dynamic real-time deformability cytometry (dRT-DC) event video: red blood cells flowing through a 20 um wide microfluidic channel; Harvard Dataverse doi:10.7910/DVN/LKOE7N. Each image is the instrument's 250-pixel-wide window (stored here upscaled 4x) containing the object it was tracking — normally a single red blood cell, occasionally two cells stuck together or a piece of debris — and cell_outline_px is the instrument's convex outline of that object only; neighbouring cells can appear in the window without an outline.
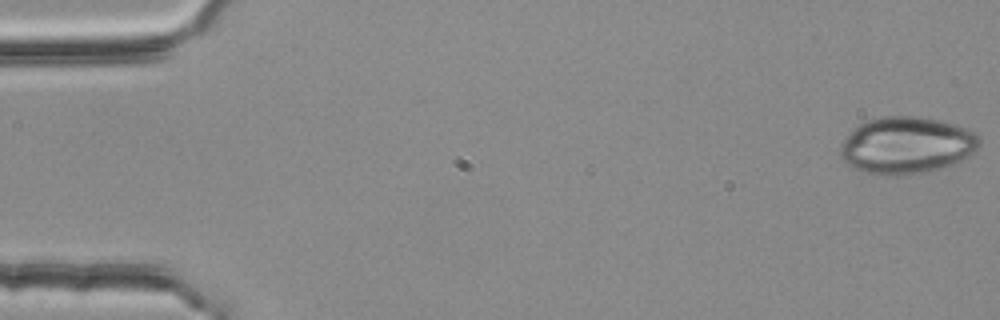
{"species": "common noctule bat (a hibernating species)", "species_latin": "Nyctalus noctula", "temperature_condition": "room temperature", "stored_images_in_passage": 54, "camera_frame_rate_fps": 3000, "um_per_image_px": 0.085, "animal": {"sex": "female", "body_mass_g": 25.1}, "frame": {"image": 1, "passage_image": 1, "time_ms": 0.0, "image_size_px": [1000, 320], "cell_outline_px": [[980, 144], [976, 152], [972, 156], [952, 164], [924, 172], [904, 176], [884, 176], [864, 172], [848, 164], [840, 156], [840, 148], [844, 140], [860, 124], [868, 120], [884, 116], [916, 116], [936, 120], [952, 124], [976, 132], [980, 136]], "centroid_in_image_um": [77.1, 12.37], "position_along_channel_um": 7.9, "area_um2": 46.07}}
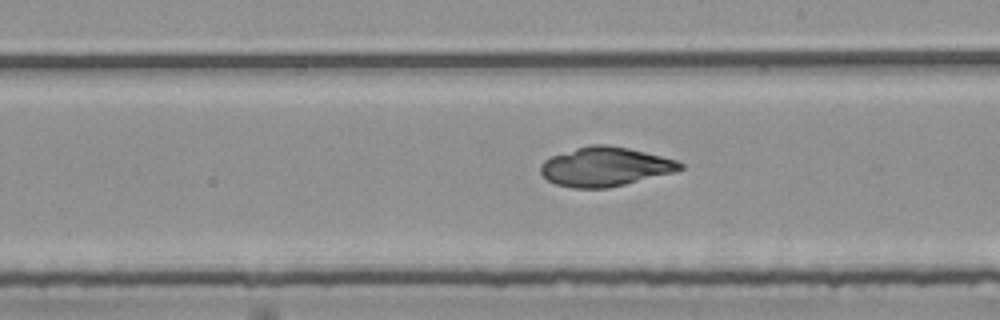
{"frame": {"image": 2, "passage_image": 31, "time_ms": 10.0, "image_size_px": [1000, 320], "cell_outline_px": [[684, 168], [672, 172], [608, 188], [572, 188], [556, 184], [548, 180], [540, 172], [540, 164], [544, 160], [552, 156], [576, 148], [592, 144], [608, 144], [628, 148], [676, 160], [684, 164]], "centroid_in_image_um": [51.4, 14.16], "position_along_channel_um": 237.6, "area_um2": 31.5}}
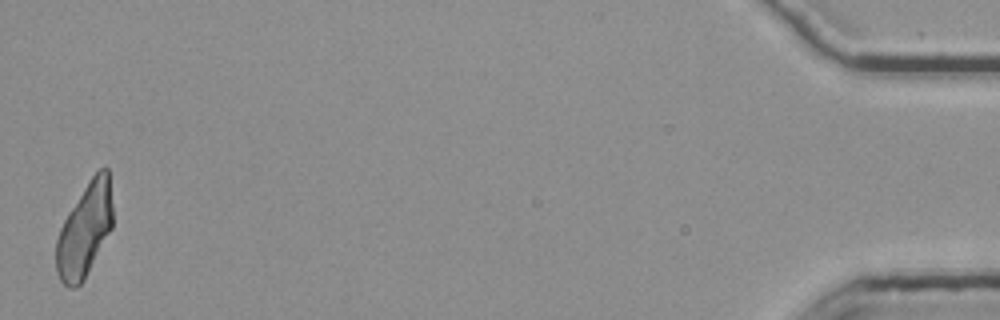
{"frame": {"image": 3, "passage_image": 54, "time_ms": 17.667, "image_size_px": [1000, 320], "cell_outline_px": [[112, 228], [84, 280], [76, 288], [68, 288], [60, 280], [56, 272], [56, 240], [60, 228], [68, 212], [92, 176], [100, 168], [108, 168], [112, 204]], "centroid_in_image_um": [7.19, 19.59], "position_along_channel_um": 428.0, "area_um2": 30.69}}